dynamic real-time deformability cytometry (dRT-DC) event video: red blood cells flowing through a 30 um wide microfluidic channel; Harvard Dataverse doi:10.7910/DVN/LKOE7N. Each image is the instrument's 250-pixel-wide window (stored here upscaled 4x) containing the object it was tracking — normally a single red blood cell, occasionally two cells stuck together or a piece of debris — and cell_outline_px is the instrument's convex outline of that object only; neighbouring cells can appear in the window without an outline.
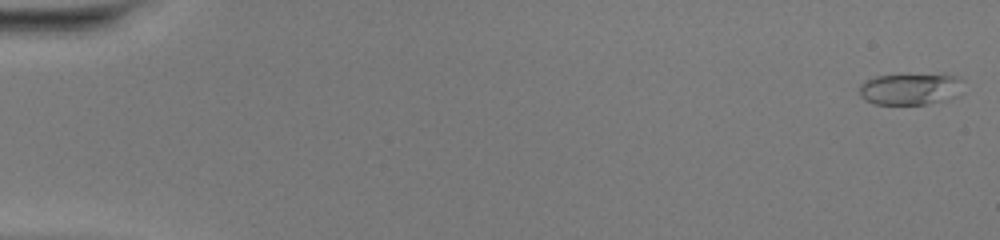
{"species": "common noctule bat (a hibernating species)", "species_latin": "Nyctalus noctula", "temperature_condition": "warm", "stored_images_in_passage": 51, "camera_frame_rate_fps": 3000, "um_per_image_px": 0.085, "animal": {"sex": "female", "body_mass_g": 20.0, "forearm_length_mm": 54.0}, "frame": {"image": 1, "passage_image": 2, "time_ms": 0.333, "image_size_px": [1000, 240], "cell_outline_px": [[964, 80], [952, 96], [928, 104], [876, 104], [860, 96], [860, 84], [876, 76], [944, 72], [956, 76]], "centroid_in_image_um": [77.37, 7.51], "position_along_channel_um": 7.6, "area_um2": 19.07}}
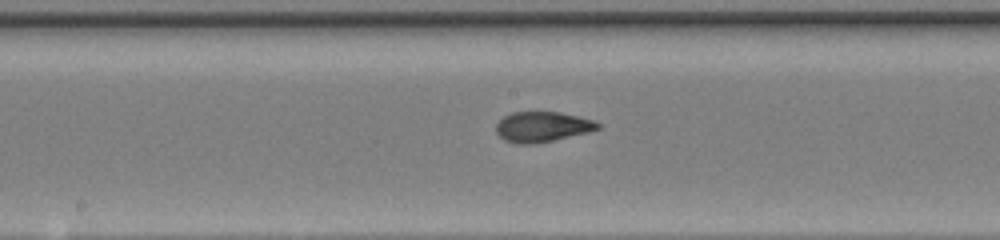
{"frame": {"image": 2, "passage_image": 28, "time_ms": 9.0, "image_size_px": [1000, 240], "cell_outline_px": [[600, 128], [588, 132], [552, 140], [532, 144], [516, 144], [504, 140], [496, 132], [496, 124], [504, 116], [512, 112], [560, 112], [580, 116], [592, 120], [600, 124]], "centroid_in_image_um": [46.08, 10.77], "position_along_channel_um": 202.1, "area_um2": 17.86}}
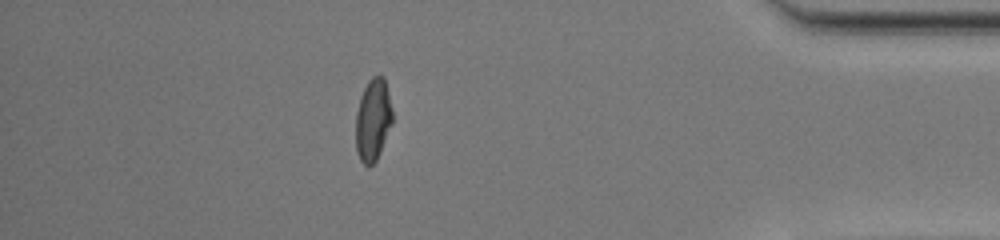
{"frame": {"image": 3, "passage_image": 45, "time_ms": 14.667, "image_size_px": [1000, 240], "cell_outline_px": [[392, 124], [380, 152], [376, 160], [368, 168], [360, 160], [356, 152], [356, 112], [360, 96], [368, 80], [372, 76], [384, 76], [392, 108]], "centroid_in_image_um": [31.69, 10.19], "position_along_channel_um": 403.5, "area_um2": 17.69}, "authors_computed_cell_mechanics": {"area_um2": 17.6868, "velocity_mm_per_s": 4.2193, "shape_relaxation_time_tau1_ms": 11.2541, "shape_relaxation_time_tau2_ms": 0.67, "deformation_change_tau1": 0.3366, "deformation_change_tau2": 0.0574}}